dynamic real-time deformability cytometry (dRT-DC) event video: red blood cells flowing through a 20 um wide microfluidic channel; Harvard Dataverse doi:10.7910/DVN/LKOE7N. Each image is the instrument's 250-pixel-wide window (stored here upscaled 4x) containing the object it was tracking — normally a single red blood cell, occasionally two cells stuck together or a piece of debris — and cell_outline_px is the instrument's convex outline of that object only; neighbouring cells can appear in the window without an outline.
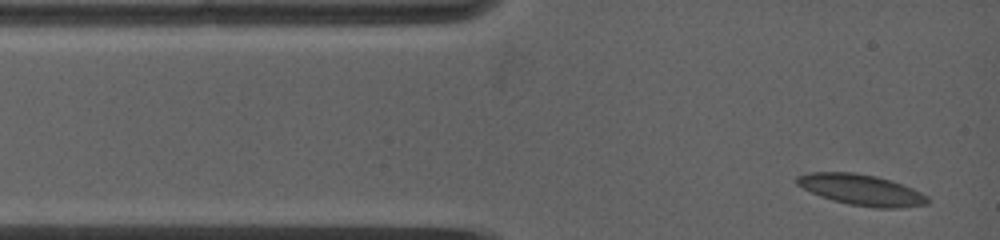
{"species": "common noctule bat (a hibernating species)", "species_latin": "Nyctalus noctula", "temperature_condition": "warm", "stored_images_in_passage": 6, "camera_frame_rate_fps": 5000, "um_per_image_px": 0.085, "animal": {"sex": "female", "body_mass_g": 19.0, "forearm_length_mm": 53.3}, "frame": {"image": 1, "passage_image": 1, "time_ms": 0.0, "image_size_px": [1000, 240], "cell_outline_px": [[932, 200], [928, 204], [896, 208], [876, 208], [848, 204], [832, 200], [820, 196], [796, 184], [796, 176], [808, 172], [852, 172], [876, 176], [892, 180], [912, 188], [928, 196]], "centroid_in_image_um": [73.24, 16.13], "position_along_channel_um": 11.8, "area_um2": 23.64}}
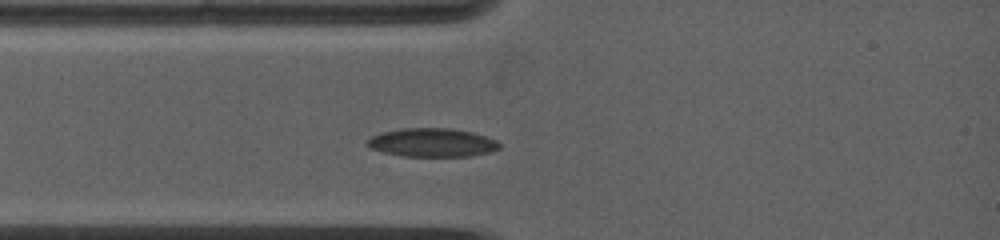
{"frame": {"image": 2, "passage_image": 4, "time_ms": 2.0, "image_size_px": [1000, 240], "cell_outline_px": [[500, 148], [492, 152], [472, 156], [404, 156], [384, 152], [372, 148], [364, 144], [364, 140], [380, 132], [404, 128], [452, 128], [472, 132], [496, 140], [500, 144]], "centroid_in_image_um": [36.72, 12.11], "position_along_channel_um": 48.3, "area_um2": 22.14}}
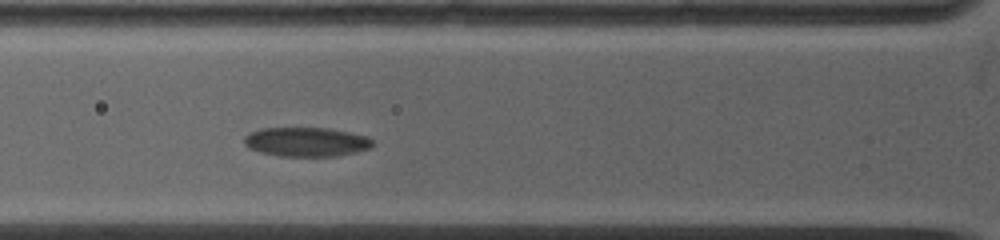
{"frame": {"image": 3, "passage_image": 6, "time_ms": 3.4, "image_size_px": [1000, 240], "cell_outline_px": [[372, 148], [336, 156], [280, 156], [260, 152], [248, 148], [244, 144], [244, 136], [260, 128], [328, 128], [368, 136], [372, 140]], "centroid_in_image_um": [26.02, 12.06], "position_along_channel_um": 99.8, "area_um2": 21.85}}